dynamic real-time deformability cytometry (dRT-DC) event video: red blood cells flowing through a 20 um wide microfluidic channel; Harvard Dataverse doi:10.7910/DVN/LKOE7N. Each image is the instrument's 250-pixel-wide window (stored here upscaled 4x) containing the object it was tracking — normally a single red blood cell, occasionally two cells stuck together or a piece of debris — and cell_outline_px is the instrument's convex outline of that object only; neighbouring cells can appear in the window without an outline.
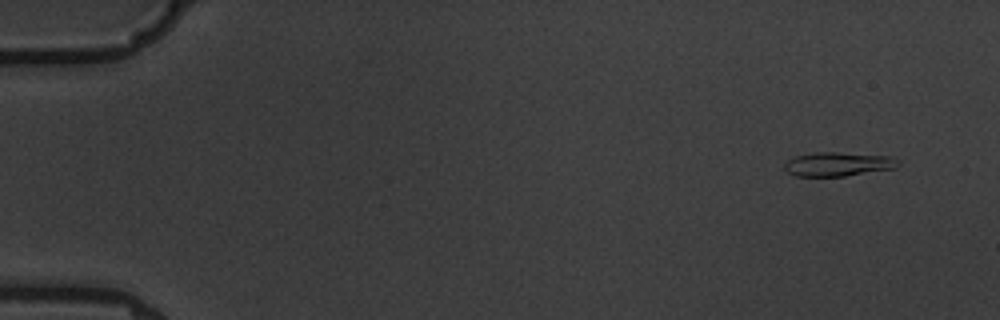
{"species": "common noctule bat (a hibernating species)", "species_latin": "Nyctalus noctula", "temperature_condition": "warm", "stored_images_in_passage": 5, "camera_frame_rate_fps": 3000, "um_per_image_px": 0.085, "animal": {"sex": "male", "body_mass_g": 19.5, "forearm_length_mm": 54.6}, "frame": {"image": 1, "passage_image": 2, "time_ms": 1.0, "image_size_px": [1000, 320], "cell_outline_px": [[900, 164], [896, 168], [844, 176], [796, 176], [788, 172], [784, 168], [784, 164], [788, 160], [796, 156], [812, 152], [836, 152], [892, 156], [900, 160]], "centroid_in_image_um": [71.27, 13.94], "position_along_channel_um": 13.7, "area_um2": 16.01}}
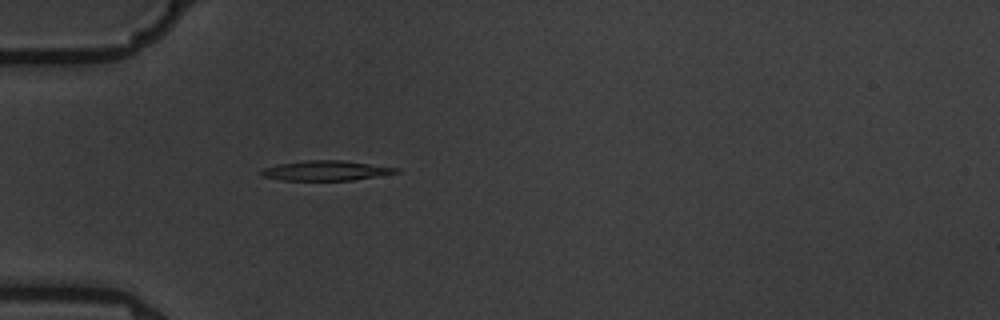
{"frame": {"image": 2, "passage_image": 5, "time_ms": 5.667, "image_size_px": [1000, 320], "cell_outline_px": [[400, 172], [352, 180], [280, 180], [264, 176], [260, 172], [264, 168], [280, 164], [308, 160], [344, 160], [400, 168]], "centroid_in_image_um": [27.75, 14.5], "position_along_channel_um": 57.3, "area_um2": 15.43}}